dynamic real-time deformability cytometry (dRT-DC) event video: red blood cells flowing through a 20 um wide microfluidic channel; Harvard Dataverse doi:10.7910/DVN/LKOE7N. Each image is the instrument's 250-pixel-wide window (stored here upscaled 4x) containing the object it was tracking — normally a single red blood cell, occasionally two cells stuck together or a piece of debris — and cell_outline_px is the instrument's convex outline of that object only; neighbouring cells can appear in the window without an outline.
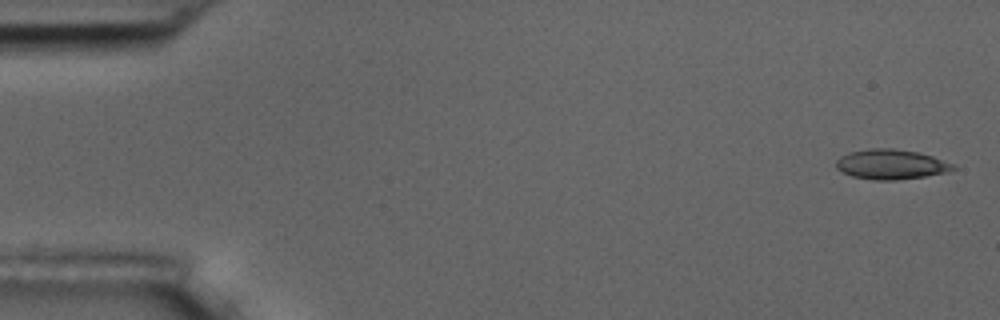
{"species": "common noctule bat (a hibernating species)", "species_latin": "Nyctalus noctula", "temperature_condition": "room temperature", "stored_images_in_passage": 5, "camera_frame_rate_fps": 3000, "um_per_image_px": 0.085, "animal": {"sex": "male", "body_mass_g": 17.5, "forearm_length_mm": 52.3}, "frame": {"image": 1, "passage_image": 1, "time_ms": 0.0, "image_size_px": [1000, 320], "cell_outline_px": [[956, 168], [948, 172], [924, 176], [896, 180], [872, 180], [852, 176], [836, 168], [836, 160], [840, 156], [848, 152], [868, 148], [892, 148], [920, 152], [956, 164]], "centroid_in_image_um": [75.74, 13.96], "position_along_channel_um": 9.3, "area_um2": 20.58}}
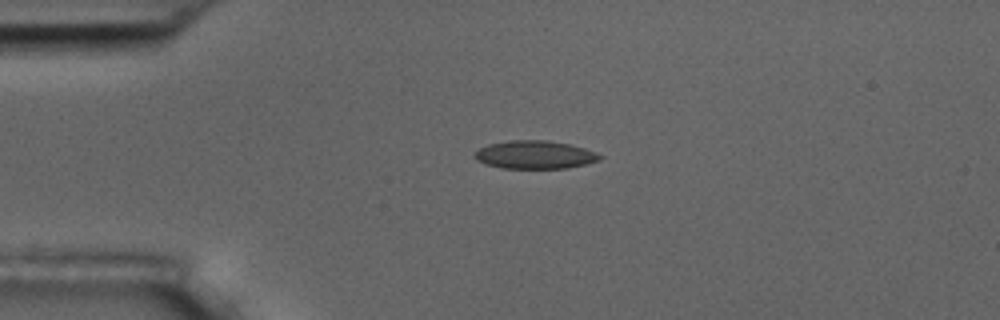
{"frame": {"image": 2, "passage_image": 4, "time_ms": 3.667, "image_size_px": [1000, 320], "cell_outline_px": [[604, 156], [600, 160], [568, 168], [500, 168], [484, 164], [476, 160], [472, 156], [480, 148], [488, 144], [512, 140], [544, 140], [568, 144], [584, 148], [596, 152]], "centroid_in_image_um": [45.44, 13.16], "position_along_channel_um": 39.6, "area_um2": 20.52}}